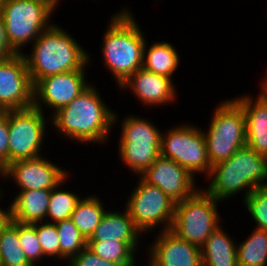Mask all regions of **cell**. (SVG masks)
Instances as JSON below:
<instances>
[{
	"label": "cell",
	"mask_w": 267,
	"mask_h": 266,
	"mask_svg": "<svg viewBox=\"0 0 267 266\" xmlns=\"http://www.w3.org/2000/svg\"><path fill=\"white\" fill-rule=\"evenodd\" d=\"M220 226L200 247L202 266H238L237 244Z\"/></svg>",
	"instance_id": "44dd1931"
},
{
	"label": "cell",
	"mask_w": 267,
	"mask_h": 266,
	"mask_svg": "<svg viewBox=\"0 0 267 266\" xmlns=\"http://www.w3.org/2000/svg\"><path fill=\"white\" fill-rule=\"evenodd\" d=\"M2 3H3V0H0V11H1V8H2Z\"/></svg>",
	"instance_id": "f35d334b"
},
{
	"label": "cell",
	"mask_w": 267,
	"mask_h": 266,
	"mask_svg": "<svg viewBox=\"0 0 267 266\" xmlns=\"http://www.w3.org/2000/svg\"><path fill=\"white\" fill-rule=\"evenodd\" d=\"M253 229L247 239L237 244L238 266H267V231Z\"/></svg>",
	"instance_id": "d4e9b609"
},
{
	"label": "cell",
	"mask_w": 267,
	"mask_h": 266,
	"mask_svg": "<svg viewBox=\"0 0 267 266\" xmlns=\"http://www.w3.org/2000/svg\"><path fill=\"white\" fill-rule=\"evenodd\" d=\"M141 235L144 234L135 225L129 212L124 208L122 212L121 210L116 212L113 210L106 211L88 241H139Z\"/></svg>",
	"instance_id": "d6986e66"
},
{
	"label": "cell",
	"mask_w": 267,
	"mask_h": 266,
	"mask_svg": "<svg viewBox=\"0 0 267 266\" xmlns=\"http://www.w3.org/2000/svg\"><path fill=\"white\" fill-rule=\"evenodd\" d=\"M86 71H67L38 80L33 89V106L44 112L46 105L52 110L50 116L67 106L91 84Z\"/></svg>",
	"instance_id": "7c38bea8"
},
{
	"label": "cell",
	"mask_w": 267,
	"mask_h": 266,
	"mask_svg": "<svg viewBox=\"0 0 267 266\" xmlns=\"http://www.w3.org/2000/svg\"><path fill=\"white\" fill-rule=\"evenodd\" d=\"M57 7L52 0H3L0 14L8 41L18 54L53 24L50 17Z\"/></svg>",
	"instance_id": "5b68a950"
},
{
	"label": "cell",
	"mask_w": 267,
	"mask_h": 266,
	"mask_svg": "<svg viewBox=\"0 0 267 266\" xmlns=\"http://www.w3.org/2000/svg\"><path fill=\"white\" fill-rule=\"evenodd\" d=\"M57 6H58V4H59V2H60V0H52ZM62 1V0H61Z\"/></svg>",
	"instance_id": "74e56055"
},
{
	"label": "cell",
	"mask_w": 267,
	"mask_h": 266,
	"mask_svg": "<svg viewBox=\"0 0 267 266\" xmlns=\"http://www.w3.org/2000/svg\"><path fill=\"white\" fill-rule=\"evenodd\" d=\"M160 155L184 167L193 177L211 171L203 130L183 123L161 133Z\"/></svg>",
	"instance_id": "9c48e42d"
},
{
	"label": "cell",
	"mask_w": 267,
	"mask_h": 266,
	"mask_svg": "<svg viewBox=\"0 0 267 266\" xmlns=\"http://www.w3.org/2000/svg\"><path fill=\"white\" fill-rule=\"evenodd\" d=\"M218 202L199 188L192 196L175 204L170 230L181 239L201 247L220 226Z\"/></svg>",
	"instance_id": "ba28073f"
},
{
	"label": "cell",
	"mask_w": 267,
	"mask_h": 266,
	"mask_svg": "<svg viewBox=\"0 0 267 266\" xmlns=\"http://www.w3.org/2000/svg\"><path fill=\"white\" fill-rule=\"evenodd\" d=\"M140 176L159 187L175 203L189 198L200 188H196L195 178L184 167L161 155Z\"/></svg>",
	"instance_id": "9a60e30c"
},
{
	"label": "cell",
	"mask_w": 267,
	"mask_h": 266,
	"mask_svg": "<svg viewBox=\"0 0 267 266\" xmlns=\"http://www.w3.org/2000/svg\"><path fill=\"white\" fill-rule=\"evenodd\" d=\"M68 264L70 266H120L114 261L100 258L87 246L79 254L73 257Z\"/></svg>",
	"instance_id": "1f68e13d"
},
{
	"label": "cell",
	"mask_w": 267,
	"mask_h": 266,
	"mask_svg": "<svg viewBox=\"0 0 267 266\" xmlns=\"http://www.w3.org/2000/svg\"><path fill=\"white\" fill-rule=\"evenodd\" d=\"M9 109L5 106L0 105V123L6 118Z\"/></svg>",
	"instance_id": "d590c367"
},
{
	"label": "cell",
	"mask_w": 267,
	"mask_h": 266,
	"mask_svg": "<svg viewBox=\"0 0 267 266\" xmlns=\"http://www.w3.org/2000/svg\"><path fill=\"white\" fill-rule=\"evenodd\" d=\"M60 25L52 24L23 52L33 85L40 79L73 70H85L90 54Z\"/></svg>",
	"instance_id": "7a4b0ae2"
},
{
	"label": "cell",
	"mask_w": 267,
	"mask_h": 266,
	"mask_svg": "<svg viewBox=\"0 0 267 266\" xmlns=\"http://www.w3.org/2000/svg\"><path fill=\"white\" fill-rule=\"evenodd\" d=\"M2 187H0L1 189ZM3 190H0V201L1 198H4V192H2ZM3 195V196H2ZM7 209V210H6ZM5 210H3L2 207H0V231L2 229H4L9 223H11L12 221V212H11V203L9 205V208H6Z\"/></svg>",
	"instance_id": "e575fe53"
},
{
	"label": "cell",
	"mask_w": 267,
	"mask_h": 266,
	"mask_svg": "<svg viewBox=\"0 0 267 266\" xmlns=\"http://www.w3.org/2000/svg\"><path fill=\"white\" fill-rule=\"evenodd\" d=\"M44 115L34 106L9 110L6 116L9 129L8 164L42 156L40 151L44 147L45 131L48 132L46 124L51 122Z\"/></svg>",
	"instance_id": "8fae6325"
},
{
	"label": "cell",
	"mask_w": 267,
	"mask_h": 266,
	"mask_svg": "<svg viewBox=\"0 0 267 266\" xmlns=\"http://www.w3.org/2000/svg\"><path fill=\"white\" fill-rule=\"evenodd\" d=\"M147 41L144 47L143 68L158 75L168 78L173 77L179 66V53L167 41L154 42L147 48Z\"/></svg>",
	"instance_id": "7402d4cb"
},
{
	"label": "cell",
	"mask_w": 267,
	"mask_h": 266,
	"mask_svg": "<svg viewBox=\"0 0 267 266\" xmlns=\"http://www.w3.org/2000/svg\"><path fill=\"white\" fill-rule=\"evenodd\" d=\"M0 266H33L20 246L18 222L13 220L0 231Z\"/></svg>",
	"instance_id": "484cf974"
},
{
	"label": "cell",
	"mask_w": 267,
	"mask_h": 266,
	"mask_svg": "<svg viewBox=\"0 0 267 266\" xmlns=\"http://www.w3.org/2000/svg\"><path fill=\"white\" fill-rule=\"evenodd\" d=\"M97 195L82 197L72 212L71 220L86 241L90 239L107 210Z\"/></svg>",
	"instance_id": "603a6c76"
},
{
	"label": "cell",
	"mask_w": 267,
	"mask_h": 266,
	"mask_svg": "<svg viewBox=\"0 0 267 266\" xmlns=\"http://www.w3.org/2000/svg\"><path fill=\"white\" fill-rule=\"evenodd\" d=\"M92 83L67 106L55 112L50 120L64 138L82 144H103L117 124V112L110 109Z\"/></svg>",
	"instance_id": "6da1fadb"
},
{
	"label": "cell",
	"mask_w": 267,
	"mask_h": 266,
	"mask_svg": "<svg viewBox=\"0 0 267 266\" xmlns=\"http://www.w3.org/2000/svg\"><path fill=\"white\" fill-rule=\"evenodd\" d=\"M69 176L70 175H68L60 184L51 190L45 221L57 223L71 218L72 212L80 200V196L74 192L67 191V189L64 190L59 187L66 184L65 182L68 181L67 179ZM47 218L50 219L48 220Z\"/></svg>",
	"instance_id": "4316f807"
},
{
	"label": "cell",
	"mask_w": 267,
	"mask_h": 266,
	"mask_svg": "<svg viewBox=\"0 0 267 266\" xmlns=\"http://www.w3.org/2000/svg\"><path fill=\"white\" fill-rule=\"evenodd\" d=\"M139 241H87V247L100 258L114 261L120 266H135Z\"/></svg>",
	"instance_id": "cb8c5ba5"
},
{
	"label": "cell",
	"mask_w": 267,
	"mask_h": 266,
	"mask_svg": "<svg viewBox=\"0 0 267 266\" xmlns=\"http://www.w3.org/2000/svg\"><path fill=\"white\" fill-rule=\"evenodd\" d=\"M40 223V224H39ZM35 230L45 258L60 259V238L55 223L42 221L35 223Z\"/></svg>",
	"instance_id": "4dcf8cb0"
},
{
	"label": "cell",
	"mask_w": 267,
	"mask_h": 266,
	"mask_svg": "<svg viewBox=\"0 0 267 266\" xmlns=\"http://www.w3.org/2000/svg\"><path fill=\"white\" fill-rule=\"evenodd\" d=\"M101 47L102 62L119 87L143 66L145 34L132 12L126 8L109 20Z\"/></svg>",
	"instance_id": "3957f363"
},
{
	"label": "cell",
	"mask_w": 267,
	"mask_h": 266,
	"mask_svg": "<svg viewBox=\"0 0 267 266\" xmlns=\"http://www.w3.org/2000/svg\"><path fill=\"white\" fill-rule=\"evenodd\" d=\"M33 89L22 54L0 61V105L9 110L33 107Z\"/></svg>",
	"instance_id": "5bb4252c"
},
{
	"label": "cell",
	"mask_w": 267,
	"mask_h": 266,
	"mask_svg": "<svg viewBox=\"0 0 267 266\" xmlns=\"http://www.w3.org/2000/svg\"><path fill=\"white\" fill-rule=\"evenodd\" d=\"M44 155L26 160H18L8 164L2 170L1 179L14 180L18 190H52L68 175L67 169L59 167ZM66 170V171H65ZM12 178V179H11ZM6 179V180H5Z\"/></svg>",
	"instance_id": "4fadbf2b"
},
{
	"label": "cell",
	"mask_w": 267,
	"mask_h": 266,
	"mask_svg": "<svg viewBox=\"0 0 267 266\" xmlns=\"http://www.w3.org/2000/svg\"><path fill=\"white\" fill-rule=\"evenodd\" d=\"M147 247L149 266H202L200 247L178 237L171 230H159Z\"/></svg>",
	"instance_id": "2e32d148"
},
{
	"label": "cell",
	"mask_w": 267,
	"mask_h": 266,
	"mask_svg": "<svg viewBox=\"0 0 267 266\" xmlns=\"http://www.w3.org/2000/svg\"><path fill=\"white\" fill-rule=\"evenodd\" d=\"M243 201L255 228L267 231V186L254 189Z\"/></svg>",
	"instance_id": "f546056e"
},
{
	"label": "cell",
	"mask_w": 267,
	"mask_h": 266,
	"mask_svg": "<svg viewBox=\"0 0 267 266\" xmlns=\"http://www.w3.org/2000/svg\"><path fill=\"white\" fill-rule=\"evenodd\" d=\"M1 176H2V169L0 168V178H1Z\"/></svg>",
	"instance_id": "ab89813d"
},
{
	"label": "cell",
	"mask_w": 267,
	"mask_h": 266,
	"mask_svg": "<svg viewBox=\"0 0 267 266\" xmlns=\"http://www.w3.org/2000/svg\"><path fill=\"white\" fill-rule=\"evenodd\" d=\"M256 96L246 94L234 100L244 112L246 145L267 157V95L261 90Z\"/></svg>",
	"instance_id": "ac0fdd59"
},
{
	"label": "cell",
	"mask_w": 267,
	"mask_h": 266,
	"mask_svg": "<svg viewBox=\"0 0 267 266\" xmlns=\"http://www.w3.org/2000/svg\"><path fill=\"white\" fill-rule=\"evenodd\" d=\"M203 131L211 166L228 160L246 145L245 116L241 106L232 98L219 103Z\"/></svg>",
	"instance_id": "8992f818"
},
{
	"label": "cell",
	"mask_w": 267,
	"mask_h": 266,
	"mask_svg": "<svg viewBox=\"0 0 267 266\" xmlns=\"http://www.w3.org/2000/svg\"><path fill=\"white\" fill-rule=\"evenodd\" d=\"M55 224L60 238V259L69 262L87 246V241L71 219Z\"/></svg>",
	"instance_id": "83f0119b"
},
{
	"label": "cell",
	"mask_w": 267,
	"mask_h": 266,
	"mask_svg": "<svg viewBox=\"0 0 267 266\" xmlns=\"http://www.w3.org/2000/svg\"><path fill=\"white\" fill-rule=\"evenodd\" d=\"M9 129L8 118L0 123V168L3 170L8 165Z\"/></svg>",
	"instance_id": "d6a6232c"
},
{
	"label": "cell",
	"mask_w": 267,
	"mask_h": 266,
	"mask_svg": "<svg viewBox=\"0 0 267 266\" xmlns=\"http://www.w3.org/2000/svg\"><path fill=\"white\" fill-rule=\"evenodd\" d=\"M18 235L20 246L25 253L27 260L33 265L41 262L46 258L43 256V251L39 242L38 235L35 230V223L22 224L18 223Z\"/></svg>",
	"instance_id": "f1b7e54d"
},
{
	"label": "cell",
	"mask_w": 267,
	"mask_h": 266,
	"mask_svg": "<svg viewBox=\"0 0 267 266\" xmlns=\"http://www.w3.org/2000/svg\"><path fill=\"white\" fill-rule=\"evenodd\" d=\"M261 84V90L267 95V77L263 78Z\"/></svg>",
	"instance_id": "8d00e7d4"
},
{
	"label": "cell",
	"mask_w": 267,
	"mask_h": 266,
	"mask_svg": "<svg viewBox=\"0 0 267 266\" xmlns=\"http://www.w3.org/2000/svg\"><path fill=\"white\" fill-rule=\"evenodd\" d=\"M207 179L211 181L204 190L219 203L243 190L244 200L254 189L267 186V157L245 145L228 160L213 165Z\"/></svg>",
	"instance_id": "277c9868"
},
{
	"label": "cell",
	"mask_w": 267,
	"mask_h": 266,
	"mask_svg": "<svg viewBox=\"0 0 267 266\" xmlns=\"http://www.w3.org/2000/svg\"><path fill=\"white\" fill-rule=\"evenodd\" d=\"M51 190L18 191L11 199L12 220L22 224H33L45 221L48 211Z\"/></svg>",
	"instance_id": "ffe728a7"
},
{
	"label": "cell",
	"mask_w": 267,
	"mask_h": 266,
	"mask_svg": "<svg viewBox=\"0 0 267 266\" xmlns=\"http://www.w3.org/2000/svg\"><path fill=\"white\" fill-rule=\"evenodd\" d=\"M161 133L153 122L139 115L122 119L118 155L136 177L160 156Z\"/></svg>",
	"instance_id": "52a82bcc"
},
{
	"label": "cell",
	"mask_w": 267,
	"mask_h": 266,
	"mask_svg": "<svg viewBox=\"0 0 267 266\" xmlns=\"http://www.w3.org/2000/svg\"><path fill=\"white\" fill-rule=\"evenodd\" d=\"M17 54L18 53L11 47L8 41L6 26L4 24L3 17L0 14V61L9 59Z\"/></svg>",
	"instance_id": "836d02e7"
},
{
	"label": "cell",
	"mask_w": 267,
	"mask_h": 266,
	"mask_svg": "<svg viewBox=\"0 0 267 266\" xmlns=\"http://www.w3.org/2000/svg\"><path fill=\"white\" fill-rule=\"evenodd\" d=\"M173 81L171 78L155 74L142 67L134 72L120 87L123 90L130 89L141 104L150 108L151 105L157 107V105L164 106L167 103L173 104V101L176 102L177 91Z\"/></svg>",
	"instance_id": "e0dca14e"
},
{
	"label": "cell",
	"mask_w": 267,
	"mask_h": 266,
	"mask_svg": "<svg viewBox=\"0 0 267 266\" xmlns=\"http://www.w3.org/2000/svg\"><path fill=\"white\" fill-rule=\"evenodd\" d=\"M138 177L137 186L132 189L125 205L131 219L143 234L154 231L159 225H164L159 229L170 230L176 203L159 187L147 183L140 175Z\"/></svg>",
	"instance_id": "30bf717a"
}]
</instances>
